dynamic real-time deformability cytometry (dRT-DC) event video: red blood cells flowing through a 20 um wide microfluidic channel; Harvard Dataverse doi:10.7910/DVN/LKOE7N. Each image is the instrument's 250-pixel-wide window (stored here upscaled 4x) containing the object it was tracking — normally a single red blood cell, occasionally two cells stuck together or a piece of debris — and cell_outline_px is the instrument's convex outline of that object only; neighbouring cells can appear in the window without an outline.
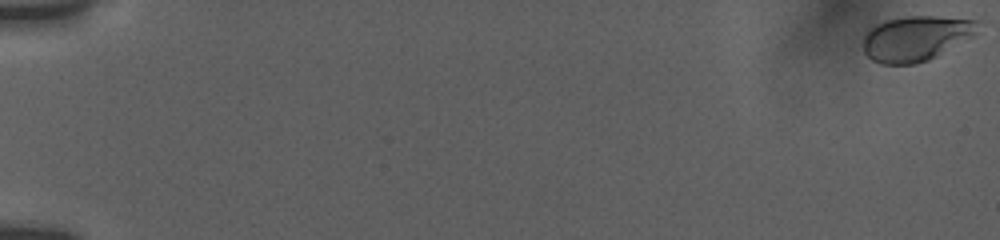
{"species": "human", "species_latin": "Homo sapiens", "temperature_condition": "room temperature", "stored_images_in_passage": 29, "camera_frame_rate_fps": 3000, "um_per_image_px": 0.085, "donor": {"sex": "female"}, "frame": {"image": 1, "passage_image": 1, "time_ms": 0.0, "image_size_px": [1000, 240], "cell_outline_px": [[984, 20], [976, 36], [928, 60], [912, 64], [880, 64], [872, 60], [864, 52], [864, 36], [868, 28], [876, 24], [888, 20], [908, 16], [936, 16]], "centroid_in_image_um": [77.94, 3.24], "position_along_channel_um": 7.1, "area_um2": 30.63}}
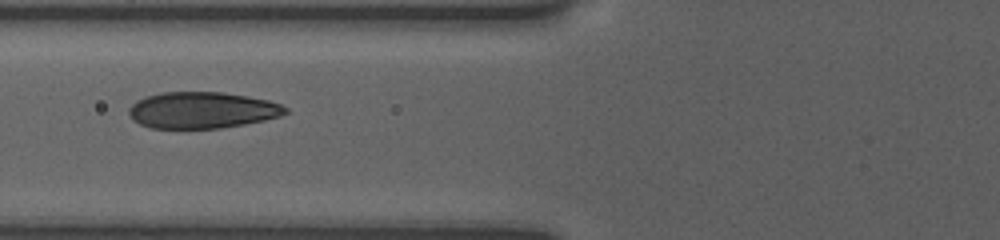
{"frame": {"image": 2, "passage_image": 25, "time_ms": 8.0, "image_size_px": [1000, 240], "cell_outline_px": [[288, 112], [280, 116], [264, 120], [244, 124], [220, 128], [152, 128], [140, 124], [132, 120], [128, 112], [128, 108], [136, 100], [144, 96], [160, 92], [220, 92], [248, 96], [268, 100], [280, 104], [288, 108]], "centroid_in_image_um": [17.15, 9.36], "position_along_channel_um": 108.7, "area_um2": 33.35}}
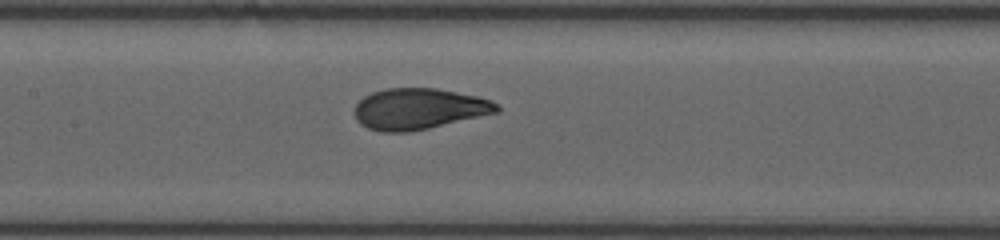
{"frame": {"image": 3, "passage_image": 29, "time_ms": 9.667, "image_size_px": [1000, 240], "cell_outline_px": [[500, 112], [428, 128], [408, 132], [380, 132], [368, 128], [360, 124], [356, 120], [352, 112], [356, 104], [364, 96], [372, 92], [384, 88], [436, 88], [476, 96], [492, 100], [500, 104]], "centroid_in_image_um": [35.59, 9.25], "position_along_channel_um": 171.8, "area_um2": 34.33}}